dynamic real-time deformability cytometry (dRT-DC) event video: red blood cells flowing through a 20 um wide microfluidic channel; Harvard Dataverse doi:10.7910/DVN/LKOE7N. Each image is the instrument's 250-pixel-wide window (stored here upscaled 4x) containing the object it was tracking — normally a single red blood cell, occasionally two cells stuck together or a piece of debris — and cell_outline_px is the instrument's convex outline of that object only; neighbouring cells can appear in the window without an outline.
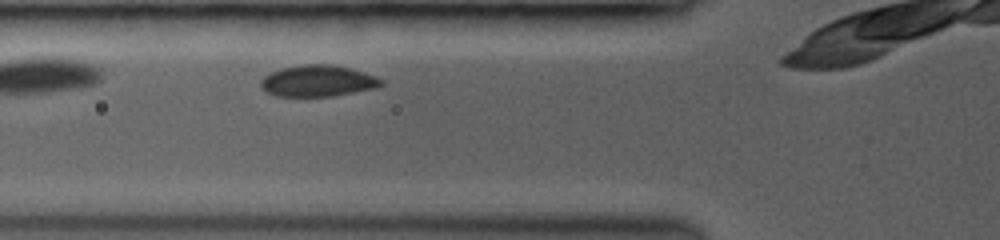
{"species": "common noctule bat (a hibernating species)", "species_latin": "Nyctalus noctula", "temperature_condition": "room temperature", "stored_images_in_passage": 18, "camera_frame_rate_fps": 3500, "um_per_image_px": 0.085, "animal": {"sex": "female", "body_mass_g": 19.0, "forearm_length_mm": 53.3}, "frame": {"image": 1, "passage_image": 3, "time_ms": 0.571, "image_size_px": [1000, 240], "cell_outline_px": [[384, 84], [376, 88], [328, 96], [280, 96], [268, 92], [260, 84], [260, 80], [264, 76], [280, 68], [304, 64], [332, 64], [352, 68], [376, 76], [384, 80]], "centroid_in_image_um": [27.05, 6.86], "position_along_channel_um": 98.7, "area_um2": 21.91}}
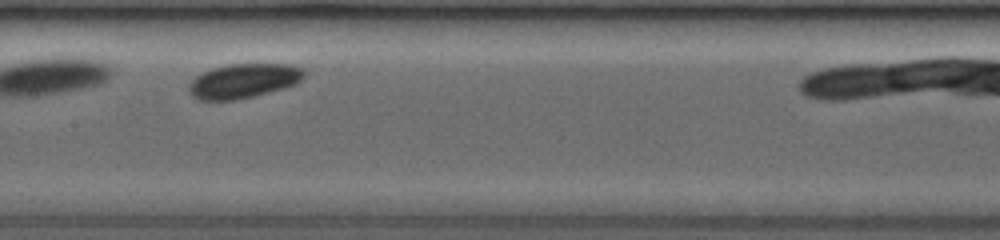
{"frame": {"image": 2, "passage_image": 11, "time_ms": 2.857, "image_size_px": [1000, 240], "cell_outline_px": [[304, 76], [296, 84], [268, 92], [252, 96], [232, 100], [200, 100], [188, 88], [188, 84], [200, 72], [212, 68], [228, 64], [292, 64], [304, 68]], "centroid_in_image_um": [20.71, 6.85], "position_along_channel_um": 186.7, "area_um2": 22.95}}